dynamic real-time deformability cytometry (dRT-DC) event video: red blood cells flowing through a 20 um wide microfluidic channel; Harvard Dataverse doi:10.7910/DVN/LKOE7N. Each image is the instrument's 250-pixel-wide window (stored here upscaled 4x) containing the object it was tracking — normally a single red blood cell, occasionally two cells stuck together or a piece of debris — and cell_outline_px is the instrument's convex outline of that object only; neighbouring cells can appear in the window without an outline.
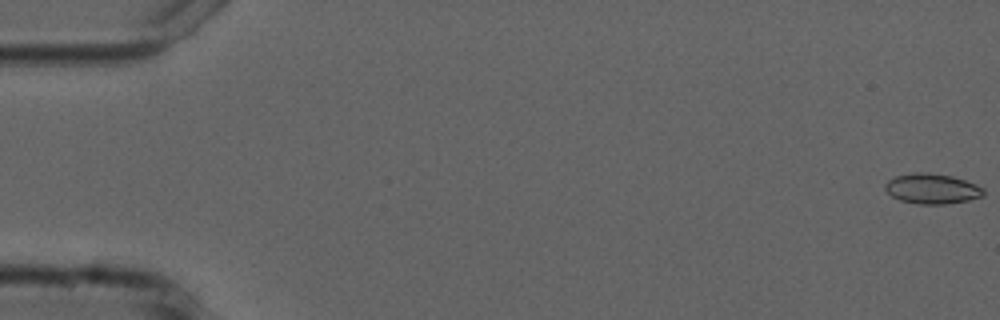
{"species": "common noctule bat (a hibernating species)", "species_latin": "Nyctalus noctula", "temperature_condition": "cold", "stored_images_in_passage": 5, "camera_frame_rate_fps": 3000, "um_per_image_px": 0.085, "animal": {"sex": "male", "forearm_length_mm": 52.5}, "frame": {"image": 1, "passage_image": 1, "time_ms": 0.0, "image_size_px": [1000, 320], "cell_outline_px": [[984, 196], [968, 200], [944, 204], [916, 204], [900, 200], [892, 196], [884, 188], [884, 184], [888, 180], [896, 176], [912, 172], [928, 172], [952, 176], [976, 184], [984, 188]], "centroid_in_image_um": [79.22, 16.03], "position_along_channel_um": 5.8, "area_um2": 17.4}}